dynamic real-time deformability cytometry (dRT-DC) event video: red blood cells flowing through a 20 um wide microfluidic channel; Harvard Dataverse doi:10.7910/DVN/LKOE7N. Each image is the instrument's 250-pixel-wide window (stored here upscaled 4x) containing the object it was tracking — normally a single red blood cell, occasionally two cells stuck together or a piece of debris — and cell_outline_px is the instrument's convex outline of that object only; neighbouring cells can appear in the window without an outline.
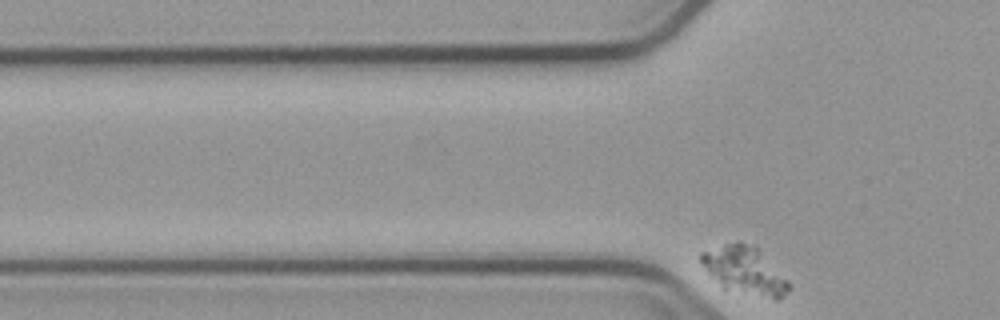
{"species": "common noctule bat (a hibernating species)", "species_latin": "Nyctalus noctula", "temperature_condition": "cold", "stored_images_in_passage": 4, "camera_frame_rate_fps": 3000, "um_per_image_px": 0.085, "animal": {"sex": "male", "body_mass_g": 23.1, "forearm_length_mm": 52.7}, "frame": {"image": 1, "passage_image": 4, "time_ms": 4.0, "image_size_px": [1000, 320], "cell_outline_px": [[788, 288], [776, 300], [772, 300], [724, 288], [708, 272], [700, 260], [700, 252], [736, 240], [740, 240], [756, 244], [788, 280]], "centroid_in_image_um": [63.3, 22.93], "position_along_channel_um": 62.5, "area_um2": 24.39}}